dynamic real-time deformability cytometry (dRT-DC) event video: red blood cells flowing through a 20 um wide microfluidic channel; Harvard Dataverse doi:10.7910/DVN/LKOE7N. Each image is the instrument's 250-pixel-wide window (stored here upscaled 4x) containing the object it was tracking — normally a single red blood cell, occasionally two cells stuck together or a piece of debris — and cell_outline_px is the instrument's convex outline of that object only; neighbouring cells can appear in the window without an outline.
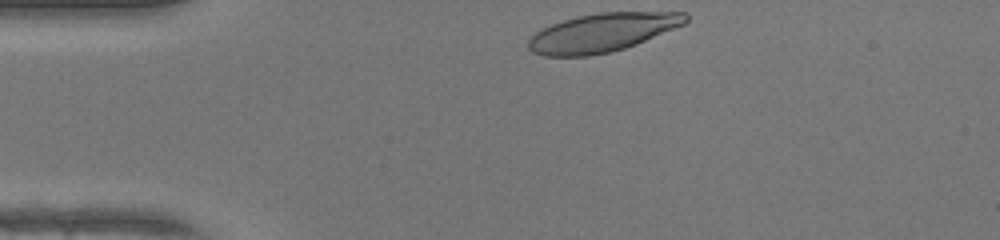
{"species": "human", "species_latin": "Homo sapiens", "temperature_condition": "warm", "stored_images_in_passage": 31, "camera_frame_rate_fps": 3000, "um_per_image_px": 0.085, "donor": {"sex": "female"}, "frame": {"image": 1, "passage_image": 1, "time_ms": 0.0, "image_size_px": [1000, 240], "cell_outline_px": [[688, 20], [684, 24], [636, 44], [612, 52], [588, 56], [544, 56], [532, 52], [528, 48], [528, 40], [536, 32], [552, 24], [576, 16], [600, 12], [684, 12], [688, 16]], "centroid_in_image_um": [51.18, 2.77], "position_along_channel_um": 33.8, "area_um2": 35.14}}
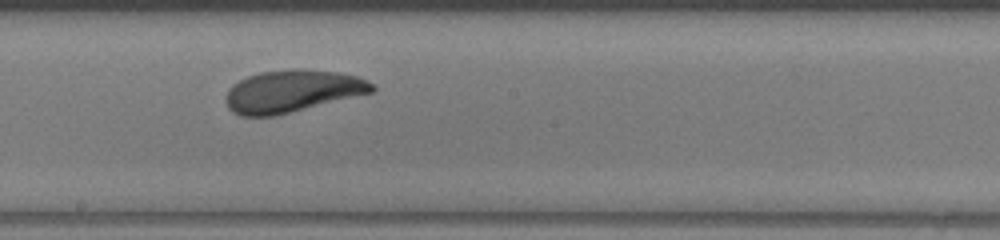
{"frame": {"image": 2, "passage_image": 18, "time_ms": 5.667, "image_size_px": [1000, 240], "cell_outline_px": [[376, 88], [372, 92], [276, 116], [240, 116], [232, 112], [228, 108], [224, 100], [228, 88], [232, 84], [248, 76], [260, 72], [292, 68], [300, 68], [336, 72], [356, 76], [368, 80]], "centroid_in_image_um": [24.79, 7.75], "position_along_channel_um": 223.4, "area_um2": 36.18}}
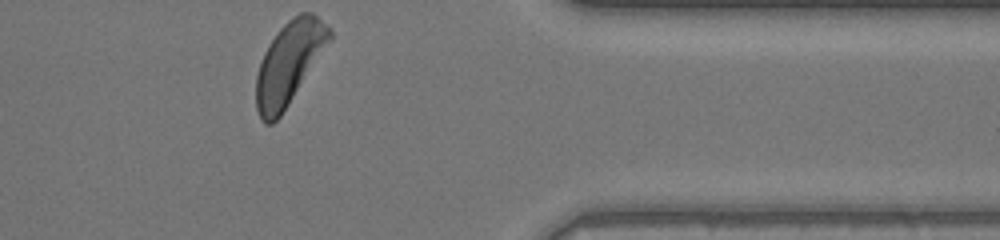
{"frame": {"image": 3, "passage_image": 31, "time_ms": 10.0, "image_size_px": [1000, 240], "cell_outline_px": [[332, 40], [280, 116], [272, 124], [264, 124], [260, 120], [256, 108], [256, 76], [264, 52], [268, 44], [276, 32], [288, 20], [300, 12], [312, 12], [332, 28]], "centroid_in_image_um": [24.58, 5.34], "position_along_channel_um": 386.8, "area_um2": 35.37}, "authors_computed_cell_mechanics": {"area_um2": 35.8938, "velocity_mm_per_s": 4.1888, "shape_relaxation_time_tau1_ms": 2.0072, "shape_relaxation_time_tau2_ms": 1.3497, "deformation_change_tau1": 0.1438, "deformation_change_tau2": 0.0826}}